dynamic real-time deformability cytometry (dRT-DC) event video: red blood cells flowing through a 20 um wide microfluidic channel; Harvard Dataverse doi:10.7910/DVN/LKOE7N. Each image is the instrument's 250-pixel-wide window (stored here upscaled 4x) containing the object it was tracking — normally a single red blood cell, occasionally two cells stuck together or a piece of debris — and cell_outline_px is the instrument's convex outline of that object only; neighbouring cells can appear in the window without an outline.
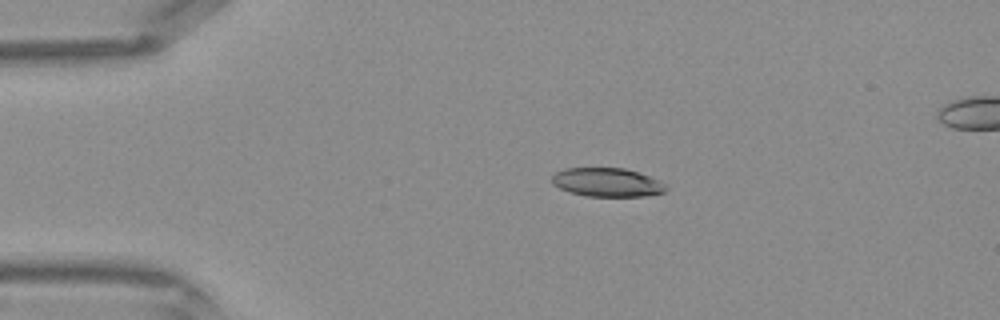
{"species": "Egyptian fruit bat (a non-hibernating species)", "species_latin": "Rousettus aegyptiacus", "temperature_condition": "warm", "stored_images_in_passage": 42, "camera_frame_rate_fps": 3000, "um_per_image_px": 0.085, "frame": {"image": 1, "passage_image": 8, "time_ms": 2.333, "image_size_px": [1000, 320], "cell_outline_px": [[668, 188], [664, 192], [648, 196], [584, 196], [568, 192], [552, 184], [552, 176], [556, 172], [564, 168], [624, 168], [640, 172], [660, 180], [668, 184]], "centroid_in_image_um": [51.64, 15.5], "position_along_channel_um": 33.4, "area_um2": 19.42}}
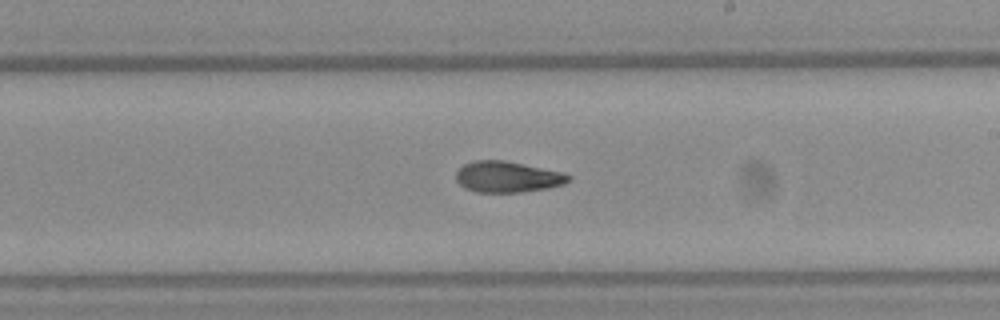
{"frame": {"image": 2, "passage_image": 24, "time_ms": 7.667, "image_size_px": [1000, 320], "cell_outline_px": [[572, 176], [564, 184], [544, 188], [520, 192], [476, 192], [464, 188], [456, 180], [456, 172], [464, 164], [476, 160], [504, 160], [564, 172]], "centroid_in_image_um": [43.12, 15.02], "position_along_channel_um": 245.9, "area_um2": 20.23}}
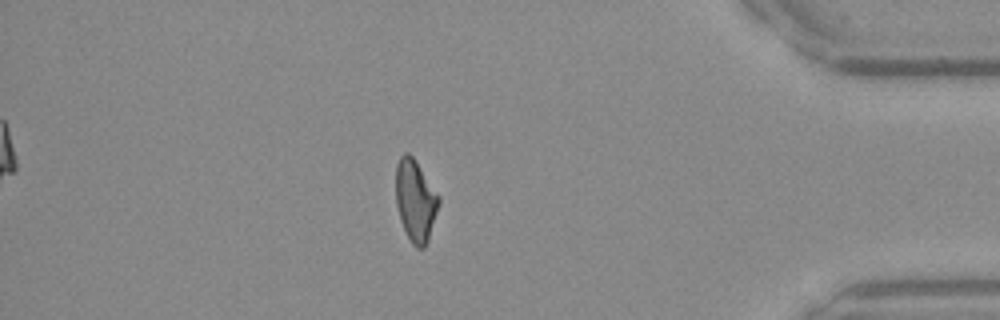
{"frame": {"image": 3, "passage_image": 36, "time_ms": 11.667, "image_size_px": [1000, 320], "cell_outline_px": [[440, 204], [428, 240], [424, 248], [416, 248], [412, 244], [400, 220], [396, 204], [396, 164], [400, 156], [404, 152], [408, 152], [412, 156], [440, 196]], "centroid_in_image_um": [35.31, 17.04], "position_along_channel_um": 399.9, "area_um2": 20.46}}